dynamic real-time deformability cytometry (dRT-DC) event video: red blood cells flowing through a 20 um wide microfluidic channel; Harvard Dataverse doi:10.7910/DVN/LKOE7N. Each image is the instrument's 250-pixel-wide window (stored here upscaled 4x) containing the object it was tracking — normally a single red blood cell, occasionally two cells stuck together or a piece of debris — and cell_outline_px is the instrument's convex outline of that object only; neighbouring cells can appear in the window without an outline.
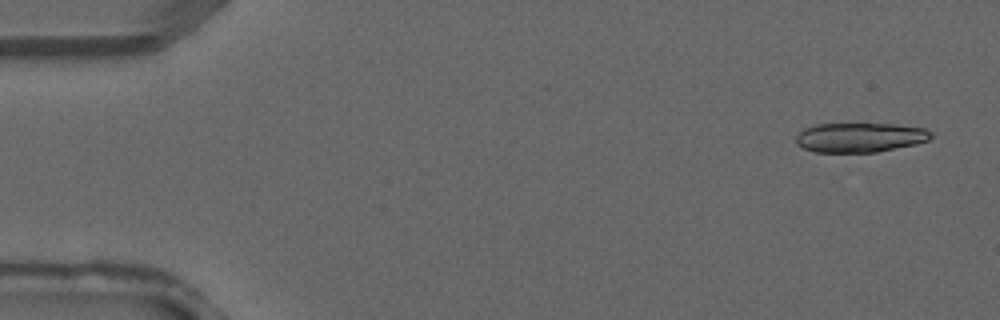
{"species": "common noctule bat (a hibernating species)", "species_latin": "Nyctalus noctula", "temperature_condition": "warm", "stored_images_in_passage": 3, "camera_frame_rate_fps": 3000, "um_per_image_px": 0.085, "animal": {"sex": "male", "forearm_length_mm": 52.5}, "frame": {"image": 1, "passage_image": 1, "time_ms": 0.0, "image_size_px": [1000, 320], "cell_outline_px": [[932, 136], [928, 140], [916, 144], [876, 152], [816, 152], [804, 148], [796, 144], [796, 136], [804, 128], [816, 124], [896, 124], [924, 128], [932, 132]], "centroid_in_image_um": [73.1, 11.68], "position_along_channel_um": 11.9, "area_um2": 23.18}}